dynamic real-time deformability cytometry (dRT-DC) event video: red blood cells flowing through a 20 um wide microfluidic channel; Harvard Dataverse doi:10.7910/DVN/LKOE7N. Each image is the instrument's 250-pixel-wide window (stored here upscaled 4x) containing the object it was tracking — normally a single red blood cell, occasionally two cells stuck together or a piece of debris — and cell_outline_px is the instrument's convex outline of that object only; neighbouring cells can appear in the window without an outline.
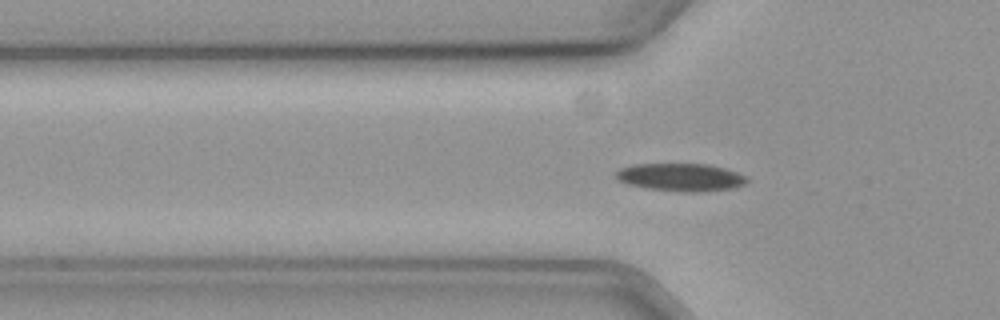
{"species": "common noctule bat (a hibernating species)", "species_latin": "Nyctalus noctula", "temperature_condition": "cold", "stored_images_in_passage": 48, "camera_frame_rate_fps": 3000, "um_per_image_px": 0.085, "animal": {"sex": "female", "body_mass_g": 19.3, "forearm_length_mm": 54.1}, "frame": {"image": 1, "passage_image": 8, "time_ms": 2.333, "image_size_px": [1000, 320], "cell_outline_px": [[748, 180], [744, 184], [732, 188], [696, 192], [684, 192], [648, 188], [628, 184], [616, 180], [616, 172], [620, 168], [632, 164], [708, 164], [724, 168], [736, 172], [744, 176]], "centroid_in_image_um": [57.82, 15.06], "position_along_channel_um": 68.0, "area_um2": 21.04}}
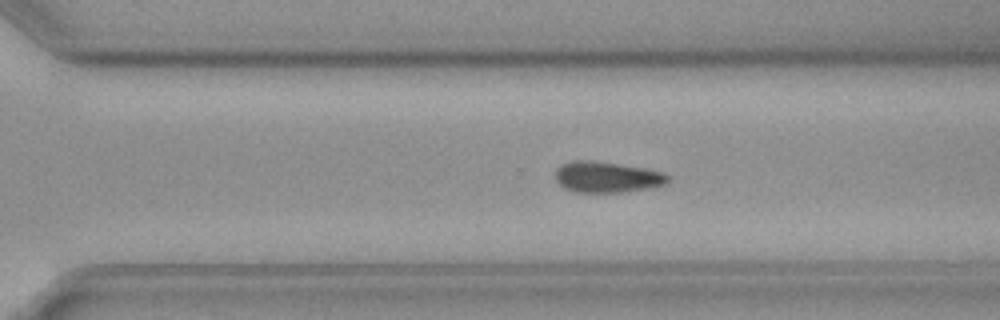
{"frame": {"image": 2, "passage_image": 29, "time_ms": 9.333, "image_size_px": [1000, 320], "cell_outline_px": [[668, 180], [664, 184], [652, 188], [620, 192], [572, 192], [564, 188], [556, 180], [556, 168], [564, 164], [576, 160], [584, 160], [616, 164], [644, 168], [664, 172], [668, 176]], "centroid_in_image_um": [51.59, 15.07], "position_along_channel_um": 319.0, "area_um2": 20.0}}
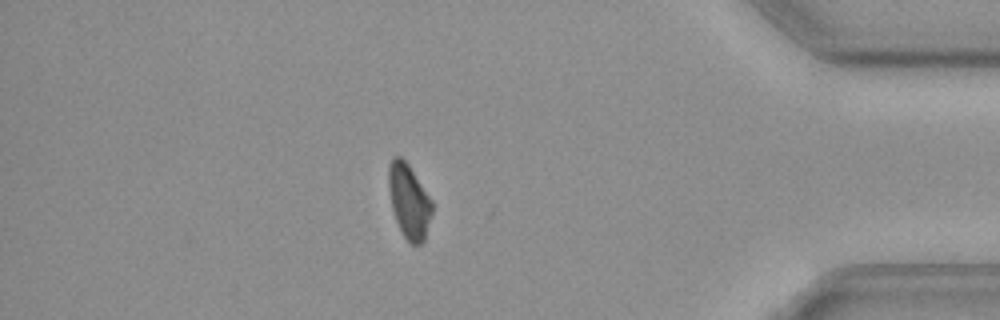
{"frame": {"image": 3, "passage_image": 39, "time_ms": 12.667, "image_size_px": [1000, 320], "cell_outline_px": [[432, 212], [424, 240], [420, 244], [412, 244], [404, 236], [396, 220], [392, 208], [388, 184], [388, 168], [392, 160], [396, 156], [400, 156], [408, 164], [432, 200]], "centroid_in_image_um": [34.76, 17.09], "position_along_channel_um": 400.4, "area_um2": 18.44}}